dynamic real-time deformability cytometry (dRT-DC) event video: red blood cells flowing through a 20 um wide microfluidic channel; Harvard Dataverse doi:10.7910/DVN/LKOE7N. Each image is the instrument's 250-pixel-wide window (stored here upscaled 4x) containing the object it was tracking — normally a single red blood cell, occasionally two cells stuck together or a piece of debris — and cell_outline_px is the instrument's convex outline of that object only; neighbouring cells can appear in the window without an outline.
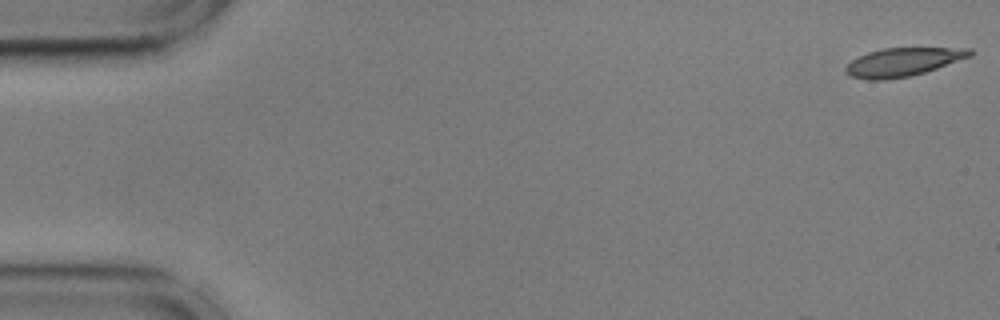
{"species": "common noctule bat (a hibernating species)", "species_latin": "Nyctalus noctula", "temperature_condition": "cold", "stored_images_in_passage": 9, "camera_frame_rate_fps": 3000, "um_per_image_px": 0.085, "animal": {"sex": "male", "body_mass_g": 17.9, "forearm_length_mm": 54.2}, "frame": {"image": 1, "passage_image": 1, "time_ms": 0.0, "image_size_px": [1000, 320], "cell_outline_px": [[972, 56], [912, 76], [888, 80], [868, 80], [852, 76], [844, 72], [844, 68], [852, 60], [868, 52], [884, 48], [972, 48]], "centroid_in_image_um": [76.74, 5.28], "position_along_channel_um": 8.3, "area_um2": 20.52}}